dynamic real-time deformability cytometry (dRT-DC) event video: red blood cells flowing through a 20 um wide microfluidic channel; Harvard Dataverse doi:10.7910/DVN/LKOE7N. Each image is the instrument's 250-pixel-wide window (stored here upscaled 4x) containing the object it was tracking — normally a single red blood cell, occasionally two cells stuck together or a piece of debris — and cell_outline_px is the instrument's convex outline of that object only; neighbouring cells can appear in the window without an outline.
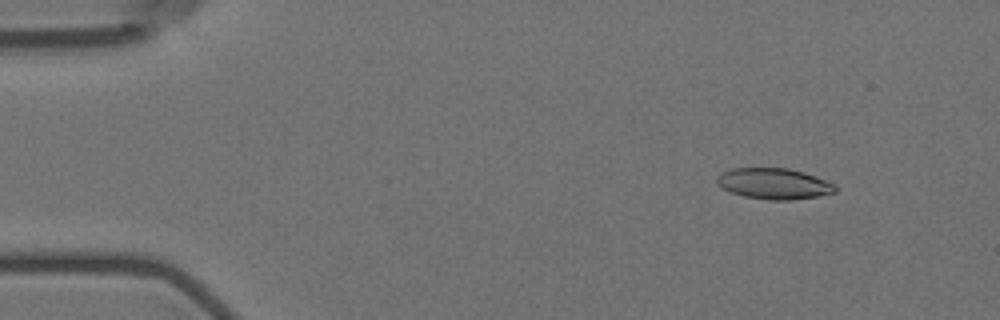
{"species": "Egyptian fruit bat (a non-hibernating species)", "species_latin": "Rousettus aegyptiacus", "temperature_condition": "room temperature", "stored_images_in_passage": 3, "camera_frame_rate_fps": 3000, "um_per_image_px": 0.085, "animal": {"sex": "female"}, "frame": {"image": 1, "passage_image": 1, "time_ms": 0.0, "image_size_px": [1000, 320], "cell_outline_px": [[840, 188], [836, 192], [816, 196], [792, 200], [768, 200], [744, 196], [732, 192], [716, 184], [716, 176], [720, 172], [732, 168], [788, 168], [804, 172], [836, 184]], "centroid_in_image_um": [65.79, 15.6], "position_along_channel_um": 19.2, "area_um2": 21.5}}
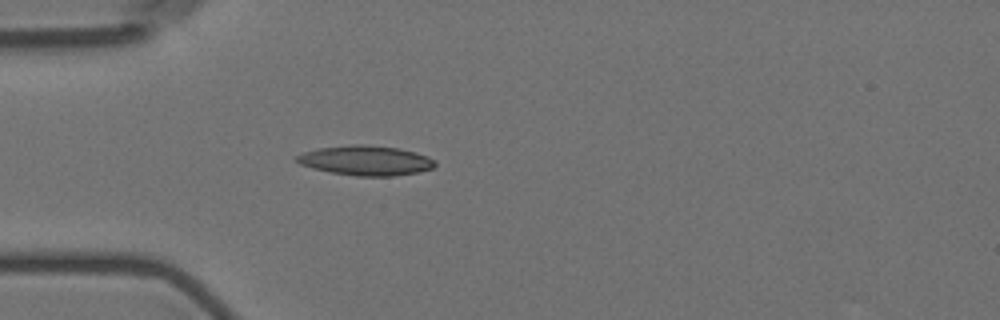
{"frame": {"image": 2, "passage_image": 3, "time_ms": 3.333, "image_size_px": [1000, 320], "cell_outline_px": [[436, 164], [432, 168], [420, 172], [392, 176], [356, 176], [332, 172], [312, 168], [300, 164], [296, 160], [296, 156], [304, 152], [316, 148], [352, 144], [364, 144], [400, 148], [416, 152], [428, 156]], "centroid_in_image_um": [31.09, 13.63], "position_along_channel_um": 53.9, "area_um2": 24.04}}